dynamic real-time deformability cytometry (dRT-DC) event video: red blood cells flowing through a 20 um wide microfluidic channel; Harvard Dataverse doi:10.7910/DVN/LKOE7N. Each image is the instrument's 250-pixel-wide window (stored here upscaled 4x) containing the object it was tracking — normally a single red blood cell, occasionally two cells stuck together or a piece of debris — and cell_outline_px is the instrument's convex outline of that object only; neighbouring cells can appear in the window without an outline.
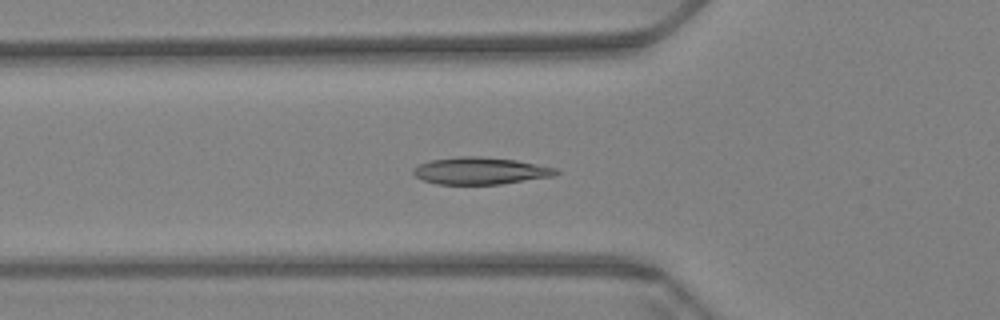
{"species": "Egyptian fruit bat (a non-hibernating species)", "species_latin": "Rousettus aegyptiacus", "temperature_condition": "warm", "stored_images_in_passage": 60, "camera_frame_rate_fps": 3000, "um_per_image_px": 0.085, "animal": {"sex": "female"}, "frame": {"image": 1, "passage_image": 21, "time_ms": 6.667, "image_size_px": [1000, 320], "cell_outline_px": [[560, 172], [552, 176], [500, 184], [436, 184], [424, 180], [416, 176], [412, 172], [412, 168], [420, 164], [432, 160], [460, 156], [480, 156], [516, 160], [556, 168]], "centroid_in_image_um": [40.81, 14.51], "position_along_channel_um": 85.0, "area_um2": 22.31}}
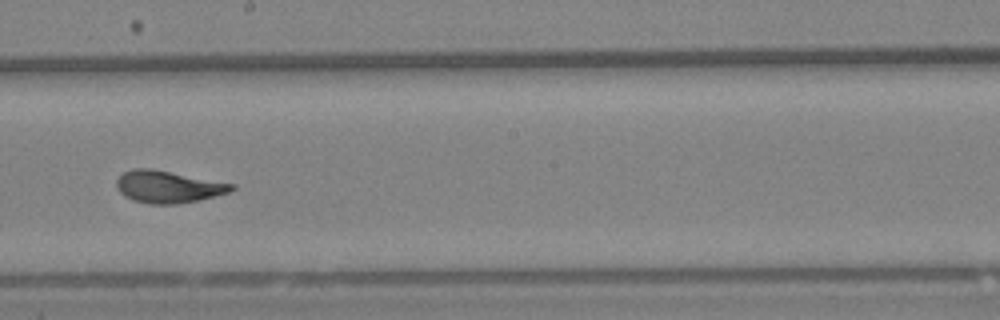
{"frame": {"image": 2, "passage_image": 34, "time_ms": 11.0, "image_size_px": [1000, 320], "cell_outline_px": [[236, 188], [228, 192], [196, 200], [176, 204], [148, 204], [132, 200], [124, 196], [116, 188], [116, 180], [124, 172], [132, 168], [152, 168], [236, 184]], "centroid_in_image_um": [14.25, 15.86], "position_along_channel_um": 233.9, "area_um2": 21.56}}
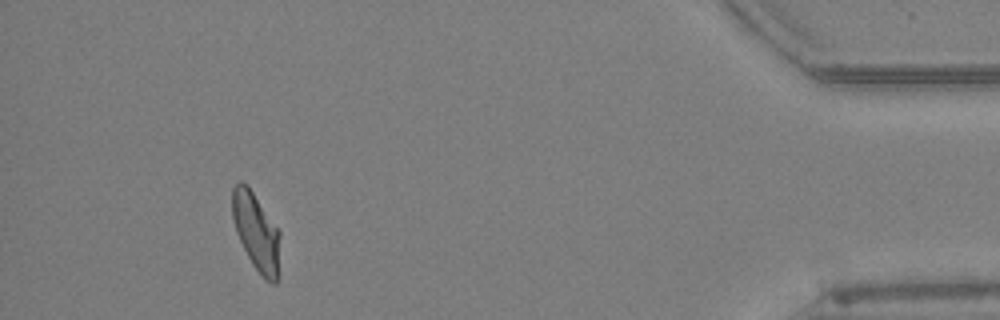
{"frame": {"image": 3, "passage_image": 55, "time_ms": 18.0, "image_size_px": [1000, 320], "cell_outline_px": [[280, 276], [276, 284], [272, 284], [264, 280], [252, 264], [236, 232], [232, 216], [232, 188], [240, 180], [248, 184], [280, 232]], "centroid_in_image_um": [21.81, 19.75], "position_along_channel_um": 413.4, "area_um2": 22.08}, "authors_computed_cell_mechanics": {"area_um2": 21.7906, "velocity_mm_per_s": 3.4483, "shape_relaxation_time_tau1_ms": 5.9792, "shape_relaxation_time_tau2_ms": 0.692, "deformation_change_tau1": 0.1765, "deformation_change_tau2": 0.056}}